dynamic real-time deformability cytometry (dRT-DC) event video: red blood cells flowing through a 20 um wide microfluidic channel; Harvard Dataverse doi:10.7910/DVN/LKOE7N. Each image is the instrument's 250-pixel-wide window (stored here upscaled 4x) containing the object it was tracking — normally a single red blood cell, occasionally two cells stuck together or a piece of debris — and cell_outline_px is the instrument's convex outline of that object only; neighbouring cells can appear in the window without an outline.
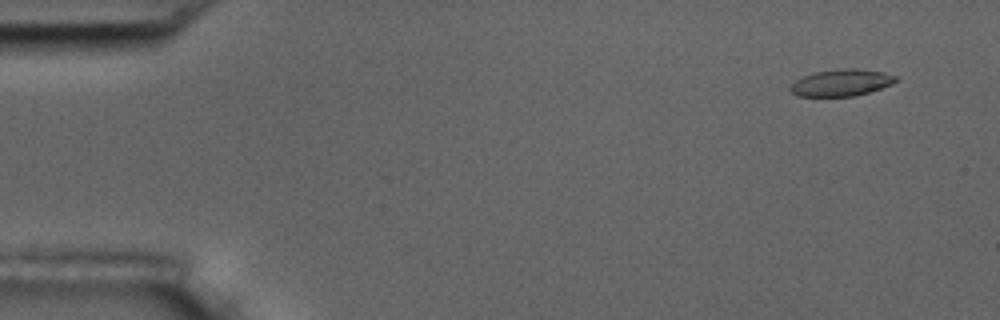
{"species": "common noctule bat (a hibernating species)", "species_latin": "Nyctalus noctula", "temperature_condition": "room temperature", "stored_images_in_passage": 6, "camera_frame_rate_fps": 3000, "um_per_image_px": 0.085, "animal": {"sex": "male", "body_mass_g": 17.5, "forearm_length_mm": 52.3}, "frame": {"image": 1, "passage_image": 2, "time_ms": 1.0, "image_size_px": [1000, 320], "cell_outline_px": [[896, 80], [892, 84], [856, 96], [796, 96], [788, 88], [796, 80], [804, 76], [816, 72], [848, 68], [856, 68], [884, 72], [896, 76]], "centroid_in_image_um": [71.51, 7.03], "position_along_channel_um": 13.5, "area_um2": 16.24}}
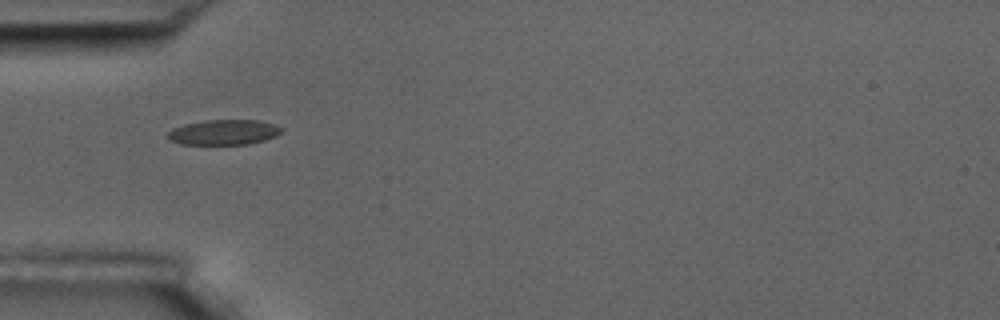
{"frame": {"image": 2, "passage_image": 6, "time_ms": 5.667, "image_size_px": [1000, 320], "cell_outline_px": [[284, 128], [276, 136], [264, 140], [248, 144], [180, 144], [168, 140], [168, 132], [172, 128], [184, 124], [204, 120], [260, 120]], "centroid_in_image_um": [19.0, 11.24], "position_along_channel_um": 66.0, "area_um2": 16.7}}